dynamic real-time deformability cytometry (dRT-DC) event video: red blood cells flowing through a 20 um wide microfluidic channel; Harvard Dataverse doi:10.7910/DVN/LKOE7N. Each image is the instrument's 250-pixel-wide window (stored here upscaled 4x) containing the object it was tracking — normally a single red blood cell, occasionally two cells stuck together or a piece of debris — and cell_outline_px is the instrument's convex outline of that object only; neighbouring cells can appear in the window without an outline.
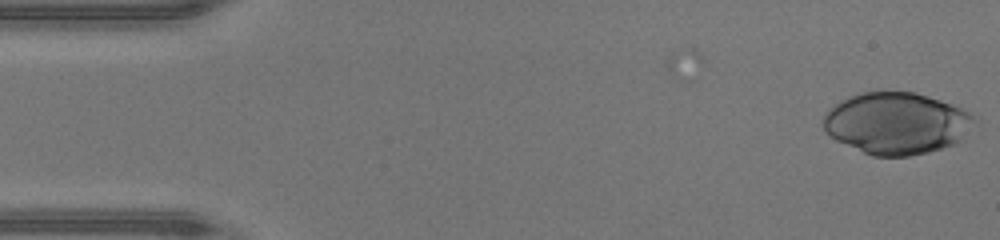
{"species": "human", "species_latin": "Homo sapiens", "temperature_condition": "warm", "stored_images_in_passage": 46, "camera_frame_rate_fps": 3000, "um_per_image_px": 0.085, "donor": {"sex": "male"}, "frame": {"image": 1, "passage_image": 1, "time_ms": 0.0, "image_size_px": [1000, 240], "cell_outline_px": [[976, 120], [960, 140], [952, 144], [928, 152], [908, 156], [872, 156], [836, 140], [824, 128], [824, 116], [840, 100], [864, 92], [916, 92], [952, 104], [968, 112]], "centroid_in_image_um": [76.21, 10.48], "position_along_channel_um": 8.8, "area_um2": 53.47}}
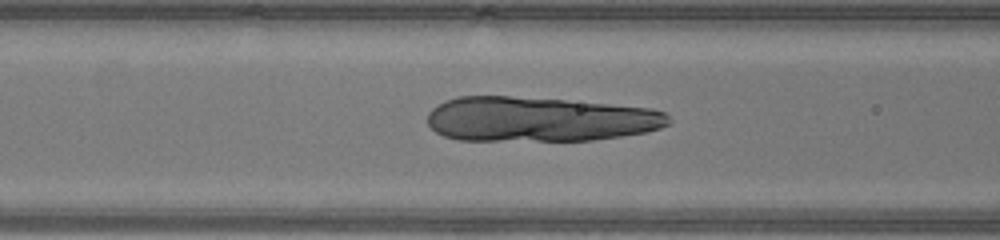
{"frame": {"image": 2, "passage_image": 18, "time_ms": 5.667, "image_size_px": [1000, 240], "cell_outline_px": [[668, 124], [660, 128], [644, 132], [620, 136], [592, 140], [460, 140], [444, 136], [436, 132], [428, 124], [428, 112], [432, 108], [448, 100], [460, 96], [508, 96], [564, 100], [652, 108], [664, 112], [668, 116]], "centroid_in_image_um": [45.82, 10.13], "position_along_channel_um": 120.8, "area_um2": 62.48}}
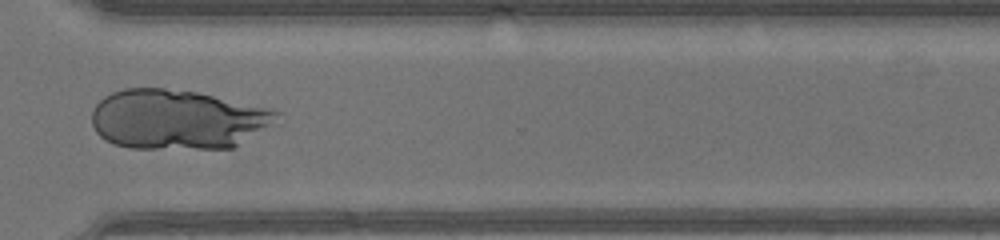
{"frame": {"image": 3, "passage_image": 34, "time_ms": 11.0, "image_size_px": [1000, 240], "cell_outline_px": [[280, 112], [268, 124], [232, 148], [132, 148], [112, 144], [104, 140], [96, 132], [92, 124], [92, 112], [96, 104], [104, 96], [112, 92], [124, 88], [164, 88], [196, 92], [264, 108]], "centroid_in_image_um": [14.92, 10.15], "position_along_channel_um": 355.7, "area_um2": 63.18}}